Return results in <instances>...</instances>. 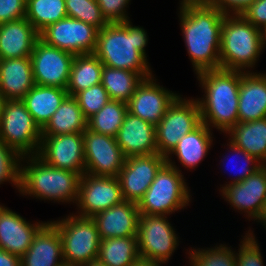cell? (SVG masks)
Listing matches in <instances>:
<instances>
[{
  "instance_id": "obj_1",
  "label": "cell",
  "mask_w": 266,
  "mask_h": 266,
  "mask_svg": "<svg viewBox=\"0 0 266 266\" xmlns=\"http://www.w3.org/2000/svg\"><path fill=\"white\" fill-rule=\"evenodd\" d=\"M178 4L180 30L194 74L219 69L225 14L205 0H179Z\"/></svg>"
},
{
  "instance_id": "obj_2",
  "label": "cell",
  "mask_w": 266,
  "mask_h": 266,
  "mask_svg": "<svg viewBox=\"0 0 266 266\" xmlns=\"http://www.w3.org/2000/svg\"><path fill=\"white\" fill-rule=\"evenodd\" d=\"M132 20L108 23L98 30L94 54L108 67L137 72L144 78L154 75L147 59L149 35Z\"/></svg>"
},
{
  "instance_id": "obj_3",
  "label": "cell",
  "mask_w": 266,
  "mask_h": 266,
  "mask_svg": "<svg viewBox=\"0 0 266 266\" xmlns=\"http://www.w3.org/2000/svg\"><path fill=\"white\" fill-rule=\"evenodd\" d=\"M243 71L211 69L196 74L202 97H195L202 123L226 134L239 122L238 100Z\"/></svg>"
},
{
  "instance_id": "obj_4",
  "label": "cell",
  "mask_w": 266,
  "mask_h": 266,
  "mask_svg": "<svg viewBox=\"0 0 266 266\" xmlns=\"http://www.w3.org/2000/svg\"><path fill=\"white\" fill-rule=\"evenodd\" d=\"M80 178L76 172L46 164L37 155L23 156L19 196L74 206L78 200Z\"/></svg>"
},
{
  "instance_id": "obj_5",
  "label": "cell",
  "mask_w": 266,
  "mask_h": 266,
  "mask_svg": "<svg viewBox=\"0 0 266 266\" xmlns=\"http://www.w3.org/2000/svg\"><path fill=\"white\" fill-rule=\"evenodd\" d=\"M265 49V33L262 30L241 14L225 15L221 30L220 68L255 72Z\"/></svg>"
},
{
  "instance_id": "obj_6",
  "label": "cell",
  "mask_w": 266,
  "mask_h": 266,
  "mask_svg": "<svg viewBox=\"0 0 266 266\" xmlns=\"http://www.w3.org/2000/svg\"><path fill=\"white\" fill-rule=\"evenodd\" d=\"M183 173L167 162L160 168L155 179L138 202L141 215H167L190 206L192 192Z\"/></svg>"
},
{
  "instance_id": "obj_7",
  "label": "cell",
  "mask_w": 266,
  "mask_h": 266,
  "mask_svg": "<svg viewBox=\"0 0 266 266\" xmlns=\"http://www.w3.org/2000/svg\"><path fill=\"white\" fill-rule=\"evenodd\" d=\"M49 221L60 234L65 265L86 266L97 260L101 239L91 217H81L69 212L63 218Z\"/></svg>"
},
{
  "instance_id": "obj_8",
  "label": "cell",
  "mask_w": 266,
  "mask_h": 266,
  "mask_svg": "<svg viewBox=\"0 0 266 266\" xmlns=\"http://www.w3.org/2000/svg\"><path fill=\"white\" fill-rule=\"evenodd\" d=\"M42 129L22 99L6 100L0 117V139L23 156L37 155Z\"/></svg>"
},
{
  "instance_id": "obj_9",
  "label": "cell",
  "mask_w": 266,
  "mask_h": 266,
  "mask_svg": "<svg viewBox=\"0 0 266 266\" xmlns=\"http://www.w3.org/2000/svg\"><path fill=\"white\" fill-rule=\"evenodd\" d=\"M202 123L200 107L194 97L179 95L156 125L158 154L165 158L174 150L180 138Z\"/></svg>"
},
{
  "instance_id": "obj_10",
  "label": "cell",
  "mask_w": 266,
  "mask_h": 266,
  "mask_svg": "<svg viewBox=\"0 0 266 266\" xmlns=\"http://www.w3.org/2000/svg\"><path fill=\"white\" fill-rule=\"evenodd\" d=\"M168 218L171 216L140 214L136 235L140 258L166 265L172 259L180 237Z\"/></svg>"
},
{
  "instance_id": "obj_11",
  "label": "cell",
  "mask_w": 266,
  "mask_h": 266,
  "mask_svg": "<svg viewBox=\"0 0 266 266\" xmlns=\"http://www.w3.org/2000/svg\"><path fill=\"white\" fill-rule=\"evenodd\" d=\"M98 29L78 19L65 17L39 33L48 45L76 55L94 53Z\"/></svg>"
},
{
  "instance_id": "obj_12",
  "label": "cell",
  "mask_w": 266,
  "mask_h": 266,
  "mask_svg": "<svg viewBox=\"0 0 266 266\" xmlns=\"http://www.w3.org/2000/svg\"><path fill=\"white\" fill-rule=\"evenodd\" d=\"M124 201L117 177L94 176L84 173L79 181L77 212L81 217H93Z\"/></svg>"
},
{
  "instance_id": "obj_13",
  "label": "cell",
  "mask_w": 266,
  "mask_h": 266,
  "mask_svg": "<svg viewBox=\"0 0 266 266\" xmlns=\"http://www.w3.org/2000/svg\"><path fill=\"white\" fill-rule=\"evenodd\" d=\"M220 196L250 222H258L266 202V165L239 183L224 186Z\"/></svg>"
},
{
  "instance_id": "obj_14",
  "label": "cell",
  "mask_w": 266,
  "mask_h": 266,
  "mask_svg": "<svg viewBox=\"0 0 266 266\" xmlns=\"http://www.w3.org/2000/svg\"><path fill=\"white\" fill-rule=\"evenodd\" d=\"M37 156L52 167L82 176L85 173L83 133L42 135Z\"/></svg>"
},
{
  "instance_id": "obj_15",
  "label": "cell",
  "mask_w": 266,
  "mask_h": 266,
  "mask_svg": "<svg viewBox=\"0 0 266 266\" xmlns=\"http://www.w3.org/2000/svg\"><path fill=\"white\" fill-rule=\"evenodd\" d=\"M85 173L94 176L117 177L126 157L116 138L95 133L88 128L83 132Z\"/></svg>"
},
{
  "instance_id": "obj_16",
  "label": "cell",
  "mask_w": 266,
  "mask_h": 266,
  "mask_svg": "<svg viewBox=\"0 0 266 266\" xmlns=\"http://www.w3.org/2000/svg\"><path fill=\"white\" fill-rule=\"evenodd\" d=\"M30 58L35 85L66 89L73 54L48 45L39 38Z\"/></svg>"
},
{
  "instance_id": "obj_17",
  "label": "cell",
  "mask_w": 266,
  "mask_h": 266,
  "mask_svg": "<svg viewBox=\"0 0 266 266\" xmlns=\"http://www.w3.org/2000/svg\"><path fill=\"white\" fill-rule=\"evenodd\" d=\"M165 163L158 153L126 157L117 176L124 201L138 204Z\"/></svg>"
},
{
  "instance_id": "obj_18",
  "label": "cell",
  "mask_w": 266,
  "mask_h": 266,
  "mask_svg": "<svg viewBox=\"0 0 266 266\" xmlns=\"http://www.w3.org/2000/svg\"><path fill=\"white\" fill-rule=\"evenodd\" d=\"M155 75L142 80L127 102V110L156 126L180 93L160 85Z\"/></svg>"
},
{
  "instance_id": "obj_19",
  "label": "cell",
  "mask_w": 266,
  "mask_h": 266,
  "mask_svg": "<svg viewBox=\"0 0 266 266\" xmlns=\"http://www.w3.org/2000/svg\"><path fill=\"white\" fill-rule=\"evenodd\" d=\"M46 221H26V218L0 202V248L23 257L38 230Z\"/></svg>"
},
{
  "instance_id": "obj_20",
  "label": "cell",
  "mask_w": 266,
  "mask_h": 266,
  "mask_svg": "<svg viewBox=\"0 0 266 266\" xmlns=\"http://www.w3.org/2000/svg\"><path fill=\"white\" fill-rule=\"evenodd\" d=\"M212 131L214 130H210L204 123H201L196 129L180 138L174 150L166 157V162L178 169L180 173H183L182 167L190 172L198 168L213 148L215 140H213ZM174 156L181 166H177V162L173 159Z\"/></svg>"
},
{
  "instance_id": "obj_21",
  "label": "cell",
  "mask_w": 266,
  "mask_h": 266,
  "mask_svg": "<svg viewBox=\"0 0 266 266\" xmlns=\"http://www.w3.org/2000/svg\"><path fill=\"white\" fill-rule=\"evenodd\" d=\"M125 157L158 153L156 126L127 112L117 137Z\"/></svg>"
},
{
  "instance_id": "obj_22",
  "label": "cell",
  "mask_w": 266,
  "mask_h": 266,
  "mask_svg": "<svg viewBox=\"0 0 266 266\" xmlns=\"http://www.w3.org/2000/svg\"><path fill=\"white\" fill-rule=\"evenodd\" d=\"M137 203L123 201L95 214L92 219L97 225L101 240L113 237H134L139 224Z\"/></svg>"
},
{
  "instance_id": "obj_23",
  "label": "cell",
  "mask_w": 266,
  "mask_h": 266,
  "mask_svg": "<svg viewBox=\"0 0 266 266\" xmlns=\"http://www.w3.org/2000/svg\"><path fill=\"white\" fill-rule=\"evenodd\" d=\"M62 240L56 227L49 221L35 234L20 266H63Z\"/></svg>"
},
{
  "instance_id": "obj_24",
  "label": "cell",
  "mask_w": 266,
  "mask_h": 266,
  "mask_svg": "<svg viewBox=\"0 0 266 266\" xmlns=\"http://www.w3.org/2000/svg\"><path fill=\"white\" fill-rule=\"evenodd\" d=\"M239 122L266 118V73L244 72L238 100Z\"/></svg>"
},
{
  "instance_id": "obj_25",
  "label": "cell",
  "mask_w": 266,
  "mask_h": 266,
  "mask_svg": "<svg viewBox=\"0 0 266 266\" xmlns=\"http://www.w3.org/2000/svg\"><path fill=\"white\" fill-rule=\"evenodd\" d=\"M39 38L26 18L0 23V59L30 57Z\"/></svg>"
},
{
  "instance_id": "obj_26",
  "label": "cell",
  "mask_w": 266,
  "mask_h": 266,
  "mask_svg": "<svg viewBox=\"0 0 266 266\" xmlns=\"http://www.w3.org/2000/svg\"><path fill=\"white\" fill-rule=\"evenodd\" d=\"M34 85L30 57L0 59V92L6 100L23 99Z\"/></svg>"
},
{
  "instance_id": "obj_27",
  "label": "cell",
  "mask_w": 266,
  "mask_h": 266,
  "mask_svg": "<svg viewBox=\"0 0 266 266\" xmlns=\"http://www.w3.org/2000/svg\"><path fill=\"white\" fill-rule=\"evenodd\" d=\"M237 148L254 156L266 165V118L247 122H238L225 137Z\"/></svg>"
},
{
  "instance_id": "obj_28",
  "label": "cell",
  "mask_w": 266,
  "mask_h": 266,
  "mask_svg": "<svg viewBox=\"0 0 266 266\" xmlns=\"http://www.w3.org/2000/svg\"><path fill=\"white\" fill-rule=\"evenodd\" d=\"M67 96L66 89L34 85L22 100L25 102L28 112L42 129Z\"/></svg>"
},
{
  "instance_id": "obj_29",
  "label": "cell",
  "mask_w": 266,
  "mask_h": 266,
  "mask_svg": "<svg viewBox=\"0 0 266 266\" xmlns=\"http://www.w3.org/2000/svg\"><path fill=\"white\" fill-rule=\"evenodd\" d=\"M87 119L74 96L68 95L42 128V135L83 133Z\"/></svg>"
},
{
  "instance_id": "obj_30",
  "label": "cell",
  "mask_w": 266,
  "mask_h": 266,
  "mask_svg": "<svg viewBox=\"0 0 266 266\" xmlns=\"http://www.w3.org/2000/svg\"><path fill=\"white\" fill-rule=\"evenodd\" d=\"M103 66L94 53L74 56L66 86L68 95L75 96L78 92L101 83Z\"/></svg>"
},
{
  "instance_id": "obj_31",
  "label": "cell",
  "mask_w": 266,
  "mask_h": 266,
  "mask_svg": "<svg viewBox=\"0 0 266 266\" xmlns=\"http://www.w3.org/2000/svg\"><path fill=\"white\" fill-rule=\"evenodd\" d=\"M140 258L137 236L113 237L100 241L97 261L107 266H131Z\"/></svg>"
},
{
  "instance_id": "obj_32",
  "label": "cell",
  "mask_w": 266,
  "mask_h": 266,
  "mask_svg": "<svg viewBox=\"0 0 266 266\" xmlns=\"http://www.w3.org/2000/svg\"><path fill=\"white\" fill-rule=\"evenodd\" d=\"M144 77L137 72L103 66L101 84L111 100L127 103Z\"/></svg>"
},
{
  "instance_id": "obj_33",
  "label": "cell",
  "mask_w": 266,
  "mask_h": 266,
  "mask_svg": "<svg viewBox=\"0 0 266 266\" xmlns=\"http://www.w3.org/2000/svg\"><path fill=\"white\" fill-rule=\"evenodd\" d=\"M127 112V103L110 100L87 120V128L95 133L116 138Z\"/></svg>"
},
{
  "instance_id": "obj_34",
  "label": "cell",
  "mask_w": 266,
  "mask_h": 266,
  "mask_svg": "<svg viewBox=\"0 0 266 266\" xmlns=\"http://www.w3.org/2000/svg\"><path fill=\"white\" fill-rule=\"evenodd\" d=\"M226 141H227V143H225L224 148H226V150L228 152L226 153V150H225V154H223V156H222L223 159L221 156H219L221 158V160H220L221 163L219 162V165L221 164L220 168H221V166L224 168V166L226 164L228 166L231 163L230 166H232V162H233L234 166L232 168H233V170L235 168V170H234L235 172L233 170H230L232 172L231 175L233 174L231 177L232 179L229 178L230 181H228V180L224 181L225 183L220 185V188L218 187L219 191L224 186H227L229 184L242 182L248 176L252 175L254 172H256L259 168H261L263 166V164L260 161H258L254 156H251L250 154L245 152L243 149L237 148L229 140H226ZM233 159H234V161H233ZM229 160H231V161H229ZM227 166H225V167L227 168ZM228 169L229 168H227V170Z\"/></svg>"
},
{
  "instance_id": "obj_35",
  "label": "cell",
  "mask_w": 266,
  "mask_h": 266,
  "mask_svg": "<svg viewBox=\"0 0 266 266\" xmlns=\"http://www.w3.org/2000/svg\"><path fill=\"white\" fill-rule=\"evenodd\" d=\"M65 17V0H27L25 18L39 33Z\"/></svg>"
},
{
  "instance_id": "obj_36",
  "label": "cell",
  "mask_w": 266,
  "mask_h": 266,
  "mask_svg": "<svg viewBox=\"0 0 266 266\" xmlns=\"http://www.w3.org/2000/svg\"><path fill=\"white\" fill-rule=\"evenodd\" d=\"M212 247L186 249L189 266H236L235 249L225 242Z\"/></svg>"
},
{
  "instance_id": "obj_37",
  "label": "cell",
  "mask_w": 266,
  "mask_h": 266,
  "mask_svg": "<svg viewBox=\"0 0 266 266\" xmlns=\"http://www.w3.org/2000/svg\"><path fill=\"white\" fill-rule=\"evenodd\" d=\"M67 17L78 19L98 30L108 24L102 16L97 0H65Z\"/></svg>"
},
{
  "instance_id": "obj_38",
  "label": "cell",
  "mask_w": 266,
  "mask_h": 266,
  "mask_svg": "<svg viewBox=\"0 0 266 266\" xmlns=\"http://www.w3.org/2000/svg\"><path fill=\"white\" fill-rule=\"evenodd\" d=\"M21 160L22 156L0 139V185L10 183L19 192Z\"/></svg>"
},
{
  "instance_id": "obj_39",
  "label": "cell",
  "mask_w": 266,
  "mask_h": 266,
  "mask_svg": "<svg viewBox=\"0 0 266 266\" xmlns=\"http://www.w3.org/2000/svg\"><path fill=\"white\" fill-rule=\"evenodd\" d=\"M251 228L249 226L245 235H241L243 239H240L239 247L235 249L236 266H264L260 244Z\"/></svg>"
},
{
  "instance_id": "obj_40",
  "label": "cell",
  "mask_w": 266,
  "mask_h": 266,
  "mask_svg": "<svg viewBox=\"0 0 266 266\" xmlns=\"http://www.w3.org/2000/svg\"><path fill=\"white\" fill-rule=\"evenodd\" d=\"M74 97L87 120L111 100L101 83L78 92Z\"/></svg>"
},
{
  "instance_id": "obj_41",
  "label": "cell",
  "mask_w": 266,
  "mask_h": 266,
  "mask_svg": "<svg viewBox=\"0 0 266 266\" xmlns=\"http://www.w3.org/2000/svg\"><path fill=\"white\" fill-rule=\"evenodd\" d=\"M131 0H97L102 16L108 23L124 22L130 20L128 15Z\"/></svg>"
},
{
  "instance_id": "obj_42",
  "label": "cell",
  "mask_w": 266,
  "mask_h": 266,
  "mask_svg": "<svg viewBox=\"0 0 266 266\" xmlns=\"http://www.w3.org/2000/svg\"><path fill=\"white\" fill-rule=\"evenodd\" d=\"M27 0H0V23L26 17Z\"/></svg>"
},
{
  "instance_id": "obj_43",
  "label": "cell",
  "mask_w": 266,
  "mask_h": 266,
  "mask_svg": "<svg viewBox=\"0 0 266 266\" xmlns=\"http://www.w3.org/2000/svg\"><path fill=\"white\" fill-rule=\"evenodd\" d=\"M241 15L256 28L266 33V0H256L251 3Z\"/></svg>"
},
{
  "instance_id": "obj_44",
  "label": "cell",
  "mask_w": 266,
  "mask_h": 266,
  "mask_svg": "<svg viewBox=\"0 0 266 266\" xmlns=\"http://www.w3.org/2000/svg\"><path fill=\"white\" fill-rule=\"evenodd\" d=\"M225 15H239L256 0H205Z\"/></svg>"
},
{
  "instance_id": "obj_45",
  "label": "cell",
  "mask_w": 266,
  "mask_h": 266,
  "mask_svg": "<svg viewBox=\"0 0 266 266\" xmlns=\"http://www.w3.org/2000/svg\"><path fill=\"white\" fill-rule=\"evenodd\" d=\"M21 258L0 248V266H20Z\"/></svg>"
},
{
  "instance_id": "obj_46",
  "label": "cell",
  "mask_w": 266,
  "mask_h": 266,
  "mask_svg": "<svg viewBox=\"0 0 266 266\" xmlns=\"http://www.w3.org/2000/svg\"><path fill=\"white\" fill-rule=\"evenodd\" d=\"M165 264L149 259L138 258L131 266H163Z\"/></svg>"
},
{
  "instance_id": "obj_47",
  "label": "cell",
  "mask_w": 266,
  "mask_h": 266,
  "mask_svg": "<svg viewBox=\"0 0 266 266\" xmlns=\"http://www.w3.org/2000/svg\"><path fill=\"white\" fill-rule=\"evenodd\" d=\"M258 224L260 223V225H264L266 223V202H265V205H264V210H263V213L261 215V218L260 220L257 222Z\"/></svg>"
},
{
  "instance_id": "obj_48",
  "label": "cell",
  "mask_w": 266,
  "mask_h": 266,
  "mask_svg": "<svg viewBox=\"0 0 266 266\" xmlns=\"http://www.w3.org/2000/svg\"><path fill=\"white\" fill-rule=\"evenodd\" d=\"M5 102H6V99L2 96L0 92V117H1Z\"/></svg>"
},
{
  "instance_id": "obj_49",
  "label": "cell",
  "mask_w": 266,
  "mask_h": 266,
  "mask_svg": "<svg viewBox=\"0 0 266 266\" xmlns=\"http://www.w3.org/2000/svg\"><path fill=\"white\" fill-rule=\"evenodd\" d=\"M86 266H107V265L102 264L101 262L96 260V261H92V262L88 263Z\"/></svg>"
}]
</instances>
